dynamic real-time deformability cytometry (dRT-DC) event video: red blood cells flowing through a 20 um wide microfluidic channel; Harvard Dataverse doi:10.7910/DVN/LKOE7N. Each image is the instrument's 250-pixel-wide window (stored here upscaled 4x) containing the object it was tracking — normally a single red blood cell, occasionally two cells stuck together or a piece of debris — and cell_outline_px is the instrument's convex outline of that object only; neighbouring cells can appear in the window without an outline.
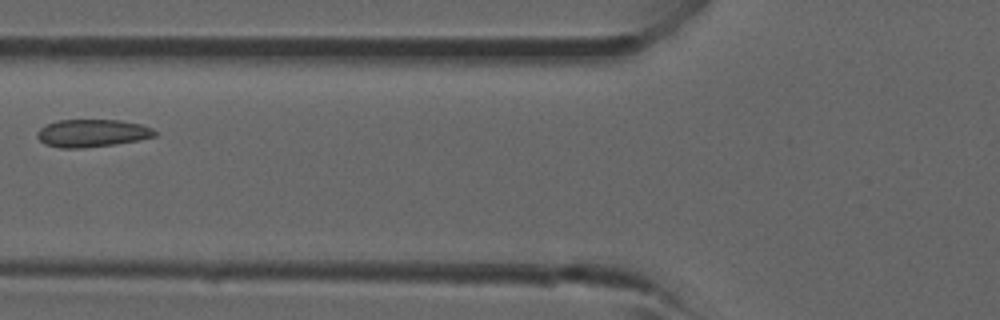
{"species": "common noctule bat (a hibernating species)", "species_latin": "Nyctalus noctula", "temperature_condition": "room temperature", "stored_images_in_passage": 4, "camera_frame_rate_fps": 3000, "um_per_image_px": 0.085, "animal": {"sex": "male", "forearm_length_mm": 52.5}, "frame": {"image": 1, "passage_image": 4, "time_ms": 3.333, "image_size_px": [1000, 320], "cell_outline_px": [[156, 136], [116, 144], [84, 148], [60, 148], [44, 144], [36, 136], [36, 132], [40, 128], [56, 120], [120, 120], [140, 124], [152, 128], [156, 132]], "centroid_in_image_um": [7.8, 11.32], "position_along_channel_um": 118.0, "area_um2": 18.96}}